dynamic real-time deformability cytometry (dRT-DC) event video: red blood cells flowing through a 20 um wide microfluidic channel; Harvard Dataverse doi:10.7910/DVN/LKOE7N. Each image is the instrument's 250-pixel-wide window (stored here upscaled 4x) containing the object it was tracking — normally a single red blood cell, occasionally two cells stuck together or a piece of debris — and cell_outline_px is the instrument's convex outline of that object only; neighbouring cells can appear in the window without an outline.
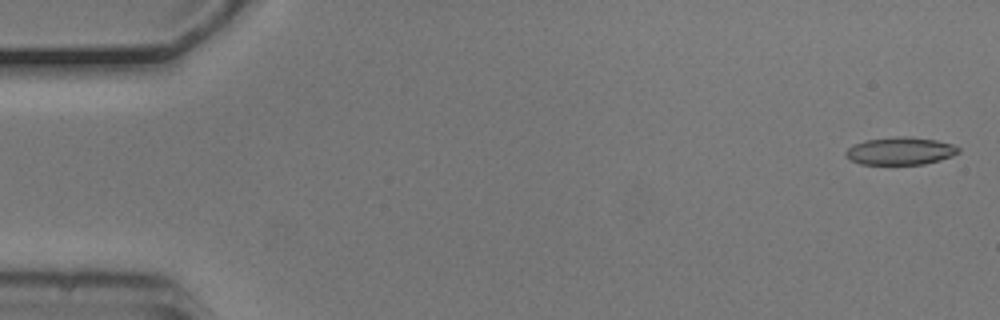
{"species": "common noctule bat (a hibernating species)", "species_latin": "Nyctalus noctula", "temperature_condition": "cold", "stored_images_in_passage": 28, "camera_frame_rate_fps": 3000, "um_per_image_px": 0.085, "animal": {"sex": "male", "body_mass_g": 20.5, "forearm_length_mm": 52.5}, "frame": {"image": 1, "passage_image": 2, "time_ms": 0.333, "image_size_px": [1000, 320], "cell_outline_px": [[960, 152], [952, 156], [940, 160], [924, 164], [860, 164], [844, 156], [844, 152], [852, 144], [864, 140], [900, 136], [908, 136], [936, 140], [952, 144], [960, 148]], "centroid_in_image_um": [76.51, 12.83], "position_along_channel_um": 8.5, "area_um2": 18.26}}
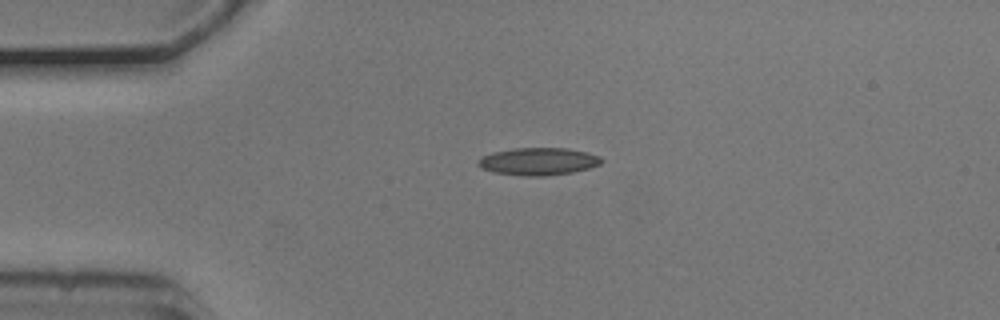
{"frame": {"image": 2, "passage_image": 13, "time_ms": 4.0, "image_size_px": [1000, 320], "cell_outline_px": [[604, 160], [600, 164], [588, 168], [572, 172], [544, 176], [524, 176], [492, 172], [480, 168], [476, 164], [476, 160], [492, 152], [516, 148], [568, 148], [588, 152], [600, 156]], "centroid_in_image_um": [45.74, 13.72], "position_along_channel_um": 39.3, "area_um2": 19.88}}
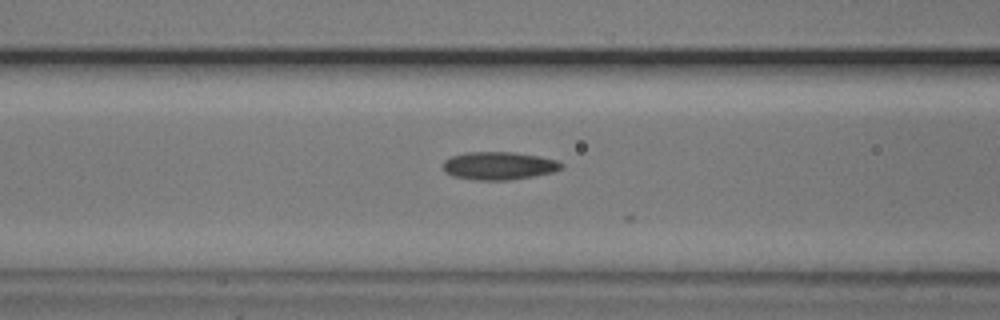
{"frame": {"image": 3, "passage_image": 22, "time_ms": 7.0, "image_size_px": [1000, 320], "cell_outline_px": [[564, 168], [552, 172], [532, 176], [508, 180], [476, 180], [452, 176], [444, 172], [444, 160], [452, 156], [464, 152], [512, 152], [540, 156], [560, 160], [564, 164]], "centroid_in_image_um": [42.43, 14.08], "position_along_channel_um": 124.2, "area_um2": 19.42}}